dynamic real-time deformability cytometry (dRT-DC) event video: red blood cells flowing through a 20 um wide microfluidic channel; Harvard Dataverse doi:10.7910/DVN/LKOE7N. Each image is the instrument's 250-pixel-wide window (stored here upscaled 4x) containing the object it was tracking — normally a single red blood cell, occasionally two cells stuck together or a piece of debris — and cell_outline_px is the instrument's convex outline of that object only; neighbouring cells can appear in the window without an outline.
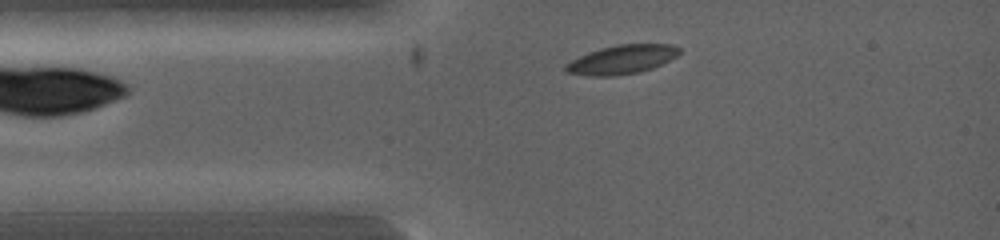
{"species": "common noctule bat (a hibernating species)", "species_latin": "Nyctalus noctula", "temperature_condition": "warm", "stored_images_in_passage": 29, "camera_frame_rate_fps": 5000, "um_per_image_px": 0.085, "animal": {"sex": "female", "body_mass_g": 19.0, "forearm_length_mm": 53.3}, "frame": {"image": 1, "passage_image": 4, "time_ms": 0.8, "image_size_px": [1000, 240], "cell_outline_px": [[680, 52], [676, 56], [652, 68], [640, 72], [612, 76], [588, 76], [564, 72], [564, 64], [588, 52], [600, 48], [616, 44], [672, 44], [680, 48]], "centroid_in_image_um": [52.81, 5.06], "position_along_channel_um": 32.2, "area_um2": 19.19}}
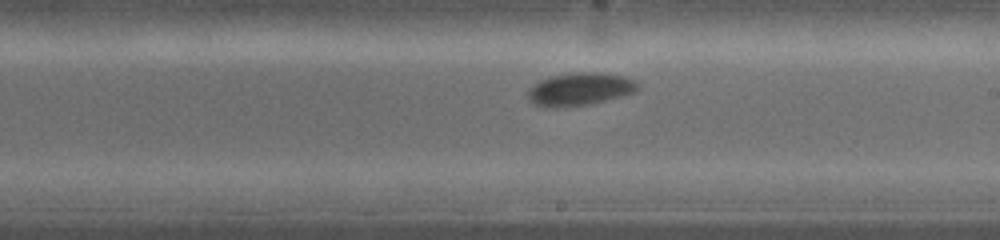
{"frame": {"image": 2, "passage_image": 18, "time_ms": 4.6, "image_size_px": [1000, 240], "cell_outline_px": [[640, 88], [636, 92], [592, 104], [556, 108], [544, 108], [528, 100], [528, 88], [540, 80], [548, 76], [576, 72], [600, 72], [624, 76], [636, 80], [640, 84]], "centroid_in_image_um": [49.3, 7.58], "position_along_channel_um": 239.7, "area_um2": 21.5}}
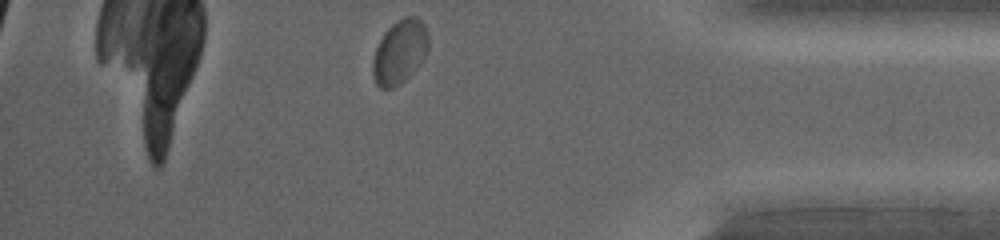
{"frame": {"image": 3, "passage_image": 29, "time_ms": 7.8, "image_size_px": [1000, 240], "cell_outline_px": [[428, 52], [420, 64], [400, 84], [392, 88], [380, 88], [376, 84], [372, 76], [372, 60], [376, 48], [384, 32], [396, 20], [404, 16], [416, 16], [424, 24], [428, 32]], "centroid_in_image_um": [33.97, 4.4], "position_along_channel_um": 401.2, "area_um2": 20.92}}